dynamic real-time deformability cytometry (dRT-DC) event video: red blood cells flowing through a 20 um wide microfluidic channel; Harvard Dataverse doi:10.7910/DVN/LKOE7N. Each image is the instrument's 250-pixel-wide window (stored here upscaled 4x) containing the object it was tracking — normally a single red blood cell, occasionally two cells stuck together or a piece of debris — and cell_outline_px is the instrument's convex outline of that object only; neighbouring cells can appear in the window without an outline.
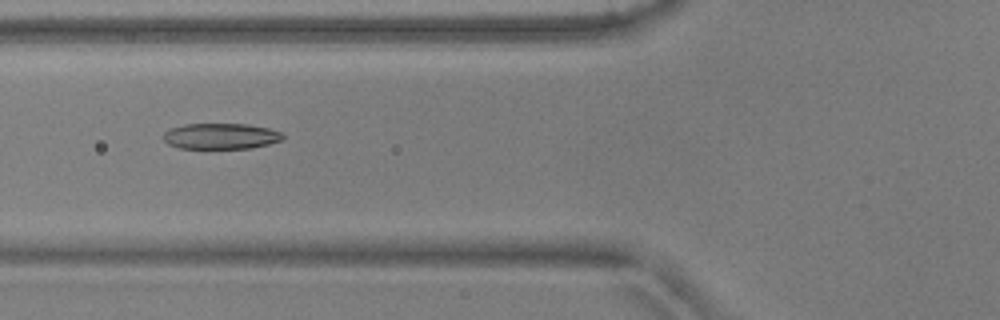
{"species": "common noctule bat (a hibernating species)", "species_latin": "Nyctalus noctula", "temperature_condition": "warm", "stored_images_in_passage": 4, "camera_frame_rate_fps": 3000, "um_per_image_px": 0.085, "animal": {"sex": "male", "body_mass_g": 17.9, "forearm_length_mm": 54.2}, "frame": {"image": 1, "passage_image": 2, "time_ms": 0.333, "image_size_px": [1000, 320], "cell_outline_px": [[284, 140], [252, 148], [180, 148], [168, 144], [164, 140], [164, 132], [168, 128], [184, 124], [248, 124], [268, 128], [280, 132], [284, 136]], "centroid_in_image_um": [18.76, 11.57], "position_along_channel_um": 107.0, "area_um2": 18.03}}
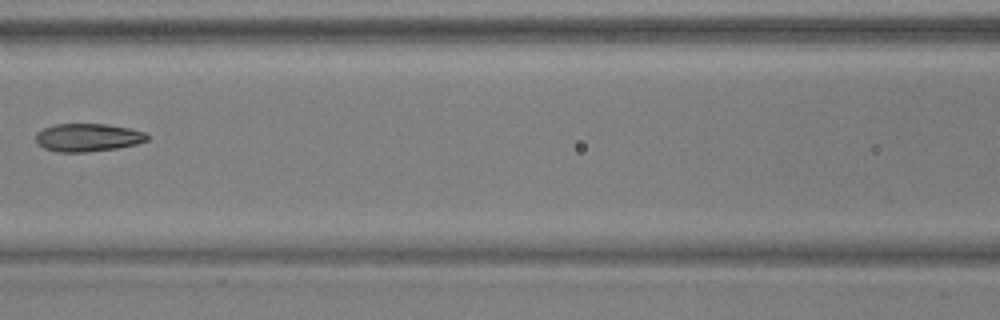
{"frame": {"image": 2, "passage_image": 3, "time_ms": 0.667, "image_size_px": [1000, 320], "cell_outline_px": [[148, 140], [136, 144], [116, 148], [88, 152], [56, 152], [44, 148], [36, 140], [36, 132], [44, 128], [56, 124], [104, 124], [128, 128], [144, 132], [148, 136]], "centroid_in_image_um": [7.45, 11.69], "position_along_channel_um": 159.2, "area_um2": 18.03}}
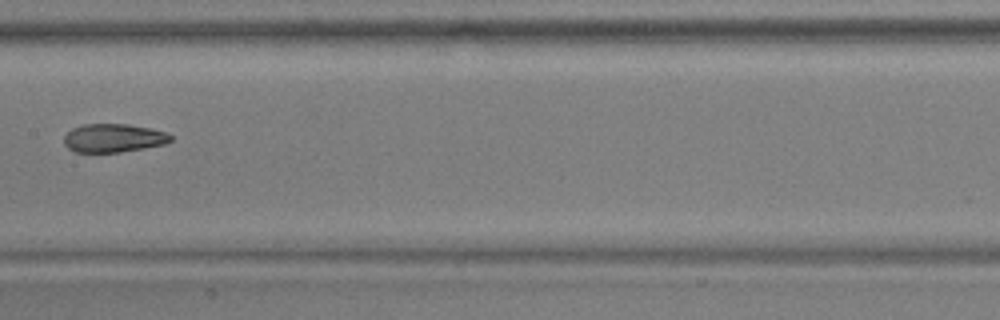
{"frame": {"image": 3, "passage_image": 4, "time_ms": 1.0, "image_size_px": [1000, 320], "cell_outline_px": [[172, 140], [164, 144], [144, 148], [120, 152], [76, 152], [68, 148], [64, 144], [64, 136], [72, 128], [84, 124], [128, 124], [148, 128], [164, 132], [172, 136]], "centroid_in_image_um": [9.62, 11.73], "position_along_channel_um": 197.8, "area_um2": 17.57}}